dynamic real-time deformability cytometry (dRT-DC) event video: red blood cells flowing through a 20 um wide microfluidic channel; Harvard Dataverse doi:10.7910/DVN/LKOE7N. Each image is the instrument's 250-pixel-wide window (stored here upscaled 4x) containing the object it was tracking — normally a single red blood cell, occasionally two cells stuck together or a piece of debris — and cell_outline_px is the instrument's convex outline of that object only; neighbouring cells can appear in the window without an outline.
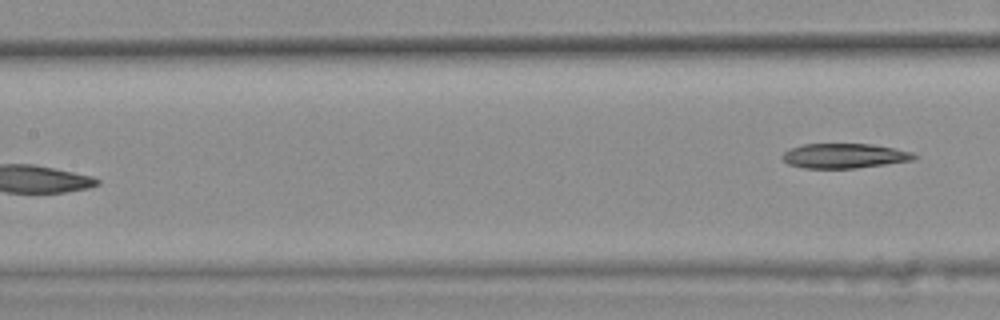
{"species": "common noctule bat (a hibernating species)", "species_latin": "Nyctalus noctula", "temperature_condition": "warm", "stored_images_in_passage": 8, "segment_of_instrument_passage": [2, 2], "camera_frame_rate_fps": 3000, "um_per_image_px": 0.085, "animal": {"sex": "female", "body_mass_g": 25.1}, "frame": {"image": 1, "passage_image": 8, "time_ms": 2.333, "image_size_px": [1000, 320], "cell_outline_px": [[916, 156], [912, 160], [856, 168], [804, 168], [788, 164], [780, 156], [784, 152], [792, 148], [804, 144], [872, 144], [912, 152]], "centroid_in_image_um": [71.72, 13.24], "position_along_channel_um": 135.7, "area_um2": 18.73}}